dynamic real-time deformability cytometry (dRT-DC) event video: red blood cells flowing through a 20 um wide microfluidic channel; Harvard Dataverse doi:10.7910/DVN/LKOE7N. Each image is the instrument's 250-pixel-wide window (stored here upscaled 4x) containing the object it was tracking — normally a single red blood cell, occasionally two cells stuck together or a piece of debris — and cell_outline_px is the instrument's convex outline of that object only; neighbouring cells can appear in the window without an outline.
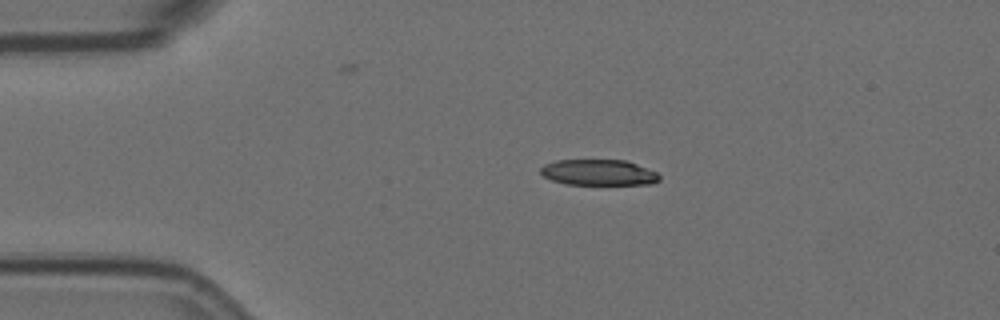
{"species": "Egyptian fruit bat (a non-hibernating species)", "species_latin": "Rousettus aegyptiacus", "temperature_condition": "room temperature", "stored_images_in_passage": 3, "camera_frame_rate_fps": 3000, "um_per_image_px": 0.085, "animal": {"sex": "female"}, "frame": {"image": 1, "passage_image": 1, "time_ms": 0.0, "image_size_px": [1000, 320], "cell_outline_px": [[660, 180], [652, 184], [564, 184], [552, 180], [544, 176], [540, 172], [540, 168], [544, 164], [556, 160], [624, 160], [636, 164], [656, 172], [660, 176]], "centroid_in_image_um": [50.86, 14.66], "position_along_channel_um": 34.1, "area_um2": 17.8}}
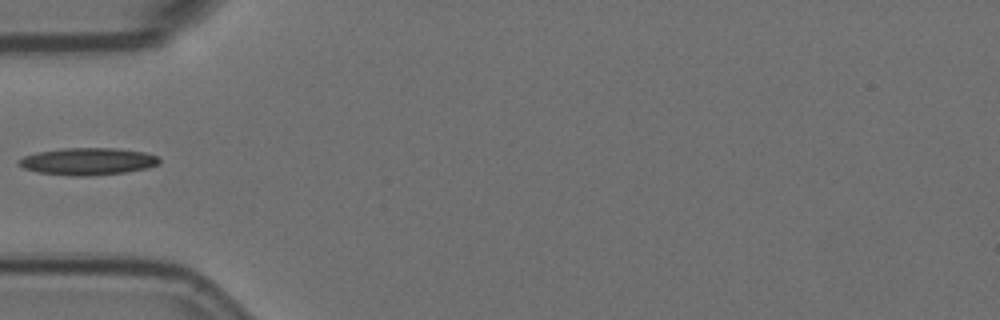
{"frame": {"image": 2, "passage_image": 3, "time_ms": 0.667, "image_size_px": [1000, 320], "cell_outline_px": [[160, 164], [144, 168], [124, 172], [88, 176], [72, 176], [36, 172], [24, 168], [16, 164], [16, 160], [24, 156], [36, 152], [64, 148], [112, 148], [144, 152], [156, 156], [160, 160]], "centroid_in_image_um": [7.39, 13.72], "position_along_channel_um": 77.6, "area_um2": 22.2}}